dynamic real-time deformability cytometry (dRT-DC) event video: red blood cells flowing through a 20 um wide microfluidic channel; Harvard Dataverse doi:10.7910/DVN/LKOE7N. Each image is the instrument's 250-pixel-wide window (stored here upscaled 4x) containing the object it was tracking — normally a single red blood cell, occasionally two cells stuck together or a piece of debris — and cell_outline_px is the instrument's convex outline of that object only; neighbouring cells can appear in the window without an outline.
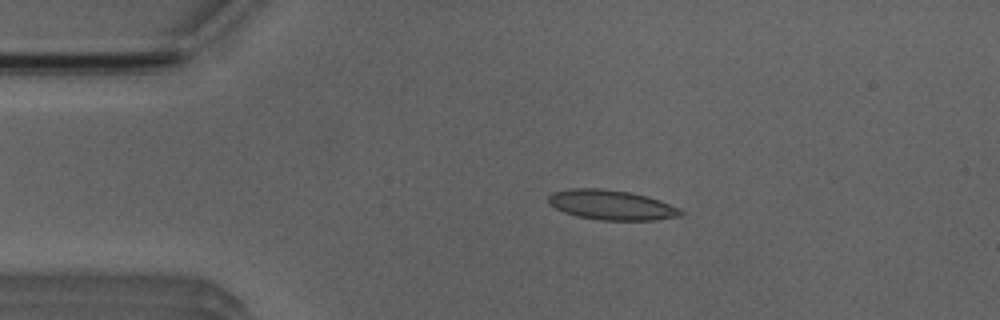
{"species": "Egyptian fruit bat (a non-hibernating species)", "species_latin": "Rousettus aegyptiacus", "temperature_condition": "room temperature", "stored_images_in_passage": 3, "camera_frame_rate_fps": 3000, "um_per_image_px": 0.085, "animal": {"sex": "male"}, "frame": {"image": 1, "passage_image": 2, "time_ms": 1.333, "image_size_px": [1000, 320], "cell_outline_px": [[684, 212], [680, 216], [656, 220], [600, 220], [576, 216], [564, 212], [548, 204], [548, 196], [552, 192], [568, 188], [604, 188], [628, 192], [648, 196], [660, 200], [680, 208]], "centroid_in_image_um": [51.96, 17.41], "position_along_channel_um": 33.0, "area_um2": 23.24}}